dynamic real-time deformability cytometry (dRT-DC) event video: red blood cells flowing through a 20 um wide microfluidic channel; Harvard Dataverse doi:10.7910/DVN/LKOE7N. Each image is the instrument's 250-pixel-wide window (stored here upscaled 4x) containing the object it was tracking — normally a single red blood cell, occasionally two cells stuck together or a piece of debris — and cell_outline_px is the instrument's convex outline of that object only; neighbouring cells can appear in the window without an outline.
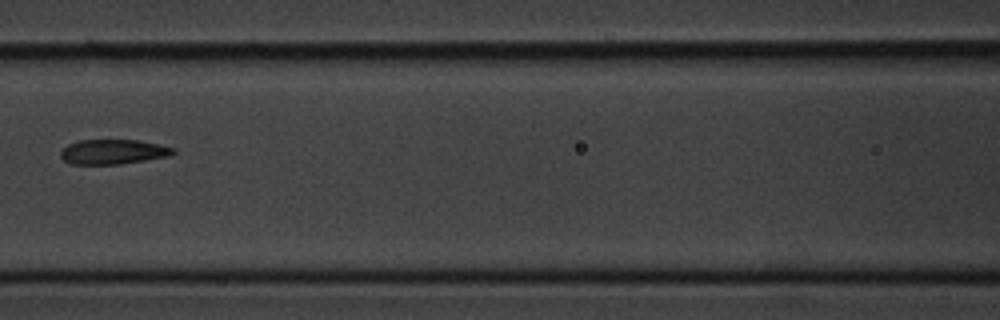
{"species": "common noctule bat (a hibernating species)", "species_latin": "Nyctalus noctula", "temperature_condition": "cold", "stored_images_in_passage": 9, "camera_frame_rate_fps": 3000, "um_per_image_px": 0.085, "animal": {"sex": "male", "body_mass_g": 20.1, "forearm_length_mm": 53.5}, "frame": {"image": 1, "passage_image": 6, "time_ms": 6.0, "image_size_px": [1000, 320], "cell_outline_px": [[176, 152], [172, 156], [120, 164], [72, 164], [64, 160], [60, 156], [60, 152], [68, 144], [80, 140], [140, 140], [160, 144], [176, 148]], "centroid_in_image_um": [9.68, 12.9], "position_along_channel_um": 156.9, "area_um2": 16.42}}
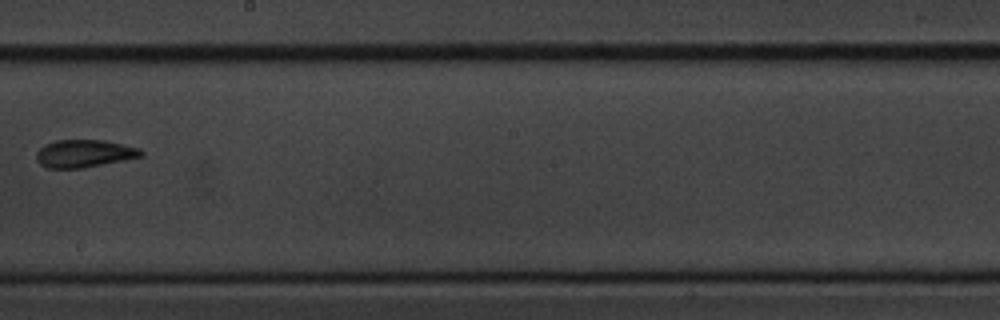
{"frame": {"image": 2, "passage_image": 8, "time_ms": 8.333, "image_size_px": [1000, 320], "cell_outline_px": [[144, 156], [124, 160], [80, 168], [48, 168], [40, 164], [36, 160], [36, 152], [44, 144], [56, 140], [104, 140], [140, 148], [144, 152]], "centroid_in_image_um": [7.15, 13.04], "position_along_channel_um": 241.0, "area_um2": 16.88}}
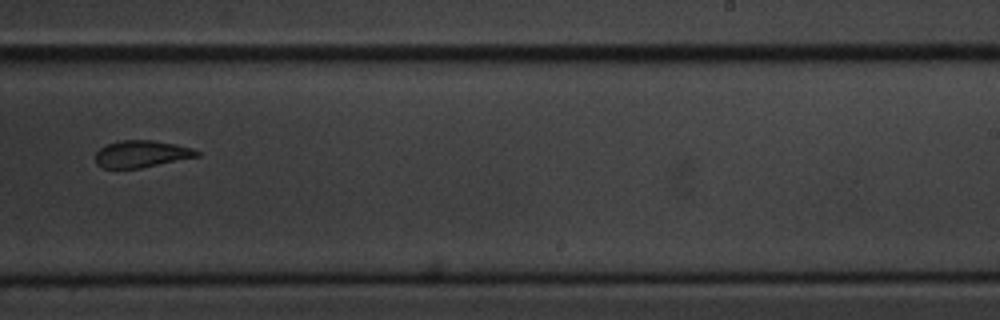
{"frame": {"image": 3, "passage_image": 9, "time_ms": 9.333, "image_size_px": [1000, 320], "cell_outline_px": [[200, 156], [140, 168], [104, 168], [96, 164], [96, 152], [100, 148], [108, 144], [120, 140], [152, 140], [176, 144], [192, 148], [200, 152]], "centroid_in_image_um": [12.04, 13.08], "position_along_channel_um": 277.0, "area_um2": 15.9}}